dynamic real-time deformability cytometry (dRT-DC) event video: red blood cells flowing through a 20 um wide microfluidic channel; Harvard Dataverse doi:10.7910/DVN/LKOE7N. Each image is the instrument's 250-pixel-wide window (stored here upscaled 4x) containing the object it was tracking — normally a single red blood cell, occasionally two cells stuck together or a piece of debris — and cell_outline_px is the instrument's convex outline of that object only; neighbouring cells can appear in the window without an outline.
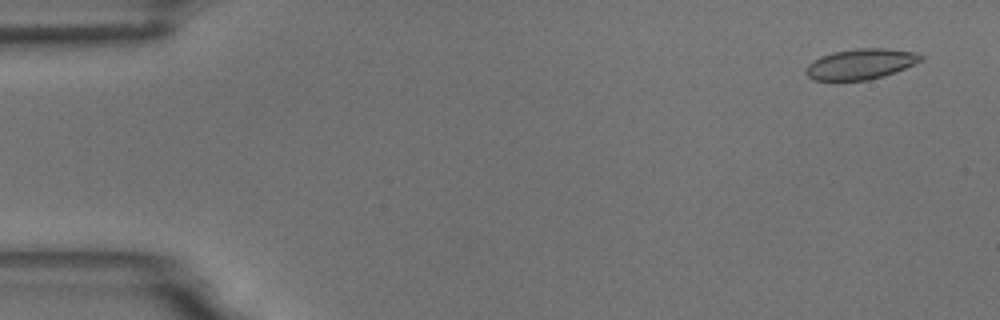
{"species": "common noctule bat (a hibernating species)", "species_latin": "Nyctalus noctula", "temperature_condition": "room temperature", "stored_images_in_passage": 6, "camera_frame_rate_fps": 3000, "um_per_image_px": 0.085, "animal": {"sex": "male", "body_mass_g": 18.8}, "frame": {"image": 1, "passage_image": 1, "time_ms": 0.0, "image_size_px": [1000, 320], "cell_outline_px": [[924, 60], [884, 76], [868, 80], [832, 84], [812, 80], [804, 72], [808, 64], [812, 60], [820, 56], [832, 52], [856, 48], [884, 48], [916, 52], [924, 56]], "centroid_in_image_um": [73.07, 5.49], "position_along_channel_um": 11.9, "area_um2": 21.39}}
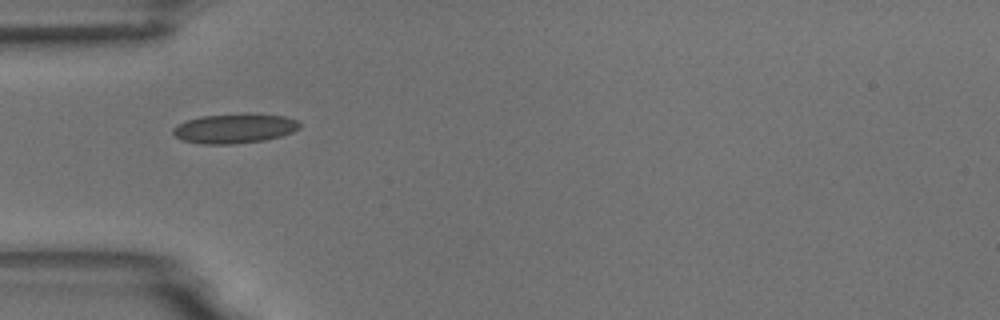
{"frame": {"image": 2, "passage_image": 5, "time_ms": 4.667, "image_size_px": [1000, 320], "cell_outline_px": [[300, 128], [292, 132], [280, 136], [264, 140], [232, 144], [200, 144], [184, 140], [176, 136], [172, 132], [172, 128], [188, 120], [200, 116], [284, 116], [296, 120], [300, 124]], "centroid_in_image_um": [19.91, 10.96], "position_along_channel_um": 65.1, "area_um2": 20.75}}